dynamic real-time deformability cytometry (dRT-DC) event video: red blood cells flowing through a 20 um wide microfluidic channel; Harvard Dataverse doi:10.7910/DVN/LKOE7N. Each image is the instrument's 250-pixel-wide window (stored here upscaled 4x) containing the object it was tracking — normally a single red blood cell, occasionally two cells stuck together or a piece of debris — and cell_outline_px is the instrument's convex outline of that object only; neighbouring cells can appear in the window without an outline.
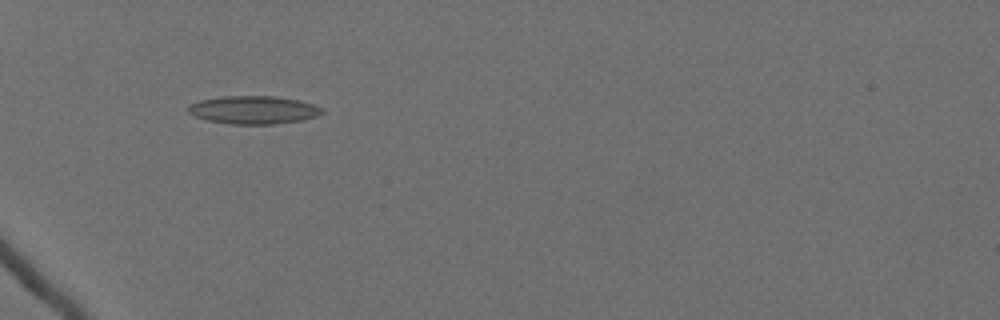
{"species": "Egyptian fruit bat (a non-hibernating species)", "species_latin": "Rousettus aegyptiacus", "temperature_condition": "cold", "stored_images_in_passage": 38, "camera_frame_rate_fps": 3000, "um_per_image_px": 0.085, "animal": {"sex": "female"}, "frame": {"image": 1, "passage_image": 1, "time_ms": 0.0, "image_size_px": [1000, 320], "cell_outline_px": [[324, 112], [316, 116], [304, 120], [272, 124], [228, 124], [208, 120], [196, 116], [188, 112], [188, 104], [200, 100], [224, 96], [276, 96], [300, 100], [324, 108]], "centroid_in_image_um": [21.57, 9.34], "position_along_channel_um": 63.4, "area_um2": 21.96}}
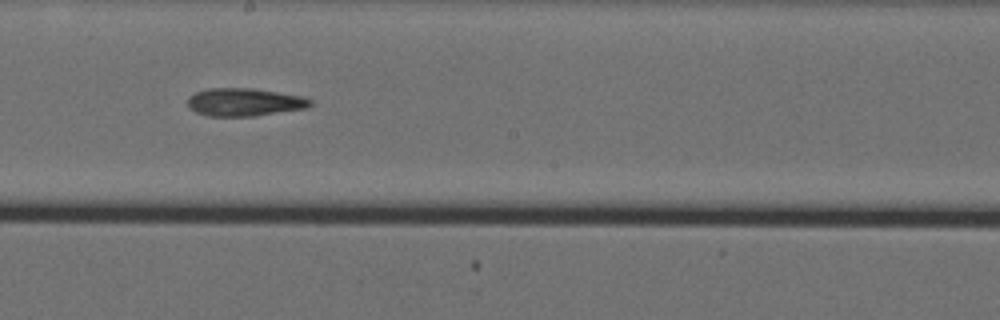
{"frame": {"image": 2, "passage_image": 16, "time_ms": 5.0, "image_size_px": [1000, 320], "cell_outline_px": [[312, 104], [308, 108], [252, 116], [208, 116], [196, 112], [188, 108], [188, 96], [196, 92], [208, 88], [252, 88], [300, 96], [312, 100]], "centroid_in_image_um": [20.74, 8.68], "position_along_channel_um": 227.5, "area_um2": 19.88}}
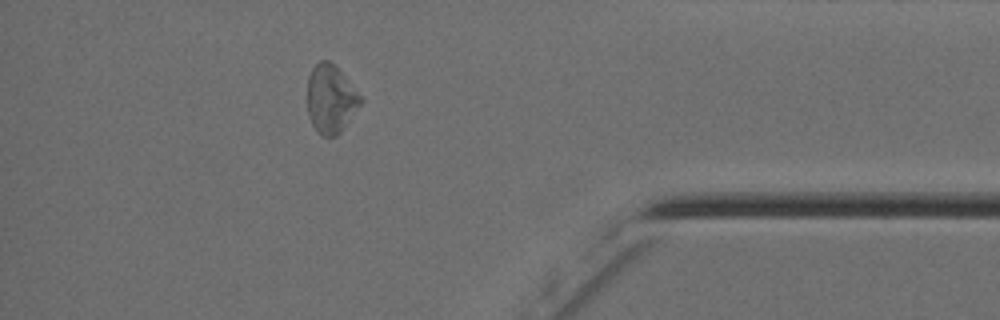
{"frame": {"image": 3, "passage_image": 33, "time_ms": 10.667, "image_size_px": [1000, 320], "cell_outline_px": [[364, 100], [344, 128], [336, 136], [320, 136], [316, 132], [312, 124], [308, 112], [308, 76], [312, 68], [320, 60], [328, 60], [344, 76]], "centroid_in_image_um": [28.1, 8.45], "position_along_channel_um": 407.1, "area_um2": 20.98}, "authors_computed_cell_mechanics": {"area_um2": 20.0277, "velocity_mm_per_s": 3.5635, "shape_relaxation_time_tau1_ms": null, "shape_relaxation_time_tau2_ms": 10.1274, "deformation_change_tau1": null, "deformation_change_tau2": 0.2243}}